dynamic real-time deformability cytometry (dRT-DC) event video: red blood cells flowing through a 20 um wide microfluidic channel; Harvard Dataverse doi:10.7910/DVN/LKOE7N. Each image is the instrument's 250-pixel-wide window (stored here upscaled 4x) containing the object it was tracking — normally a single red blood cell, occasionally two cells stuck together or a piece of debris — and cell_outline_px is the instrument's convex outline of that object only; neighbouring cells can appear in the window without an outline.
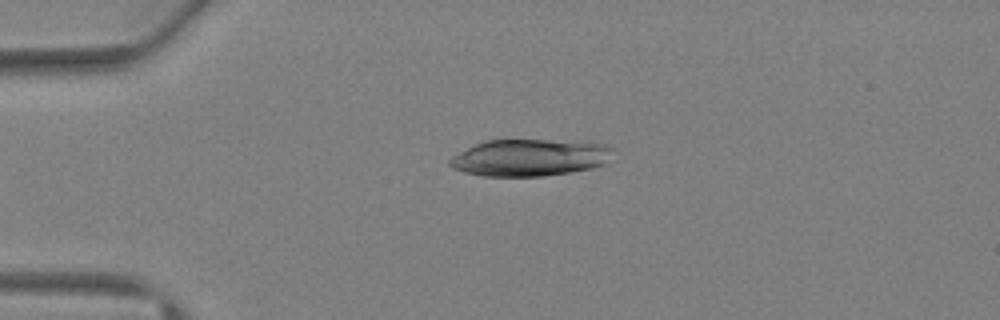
{"species": "Egyptian fruit bat (a non-hibernating species)", "species_latin": "Rousettus aegyptiacus", "temperature_condition": "warm", "stored_images_in_passage": 37, "camera_frame_rate_fps": 3000, "um_per_image_px": 0.085, "animal": {"sex": "female"}, "frame": {"image": 1, "passage_image": 5, "time_ms": 1.333, "image_size_px": [1000, 320], "cell_outline_px": [[616, 148], [604, 164], [592, 168], [544, 176], [484, 176], [464, 172], [452, 168], [448, 164], [448, 160], [452, 156], [484, 140], [548, 140], [604, 144]], "centroid_in_image_um": [45.01, 13.4], "position_along_channel_um": 40.0, "area_um2": 34.91}}
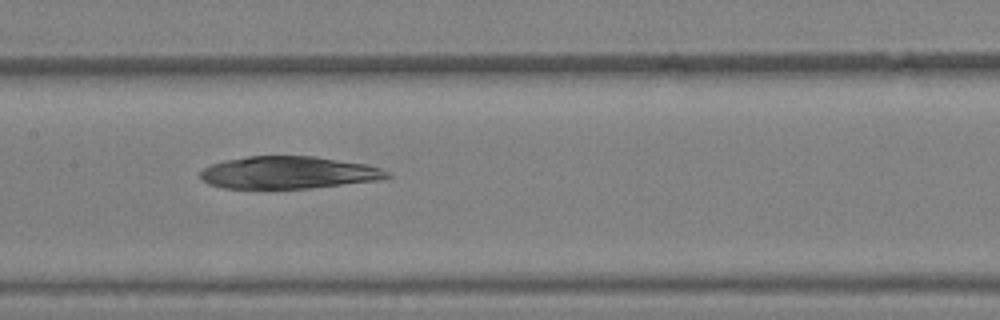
{"frame": {"image": 2, "passage_image": 16, "time_ms": 5.0, "image_size_px": [1000, 320], "cell_outline_px": [[392, 176], [380, 180], [312, 188], [224, 188], [208, 184], [200, 180], [200, 172], [204, 168], [212, 164], [224, 160], [248, 156], [312, 156], [364, 164], [380, 168], [388, 172]], "centroid_in_image_um": [24.48, 14.67], "position_along_channel_um": 182.9, "area_um2": 35.14}}
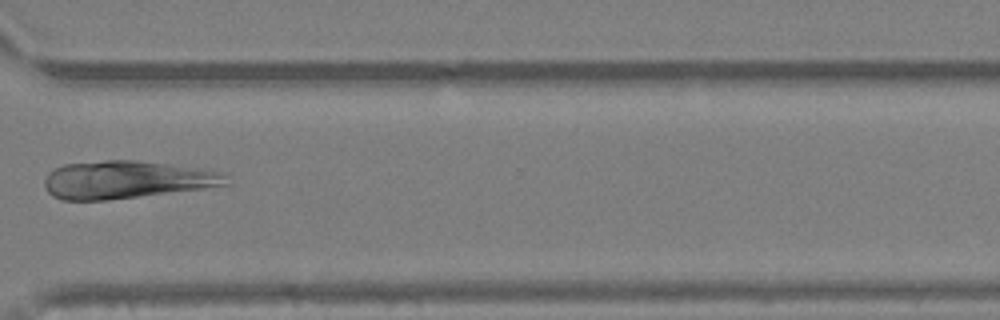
{"frame": {"image": 3, "passage_image": 27, "time_ms": 8.667, "image_size_px": [1000, 320], "cell_outline_px": [[232, 184], [204, 188], [108, 200], [60, 200], [52, 196], [48, 192], [44, 184], [44, 180], [48, 172], [64, 164], [104, 160], [136, 160], [196, 168], [224, 172], [228, 176]], "centroid_in_image_um": [10.75, 15.28], "position_along_channel_um": 359.8, "area_um2": 40.0}}